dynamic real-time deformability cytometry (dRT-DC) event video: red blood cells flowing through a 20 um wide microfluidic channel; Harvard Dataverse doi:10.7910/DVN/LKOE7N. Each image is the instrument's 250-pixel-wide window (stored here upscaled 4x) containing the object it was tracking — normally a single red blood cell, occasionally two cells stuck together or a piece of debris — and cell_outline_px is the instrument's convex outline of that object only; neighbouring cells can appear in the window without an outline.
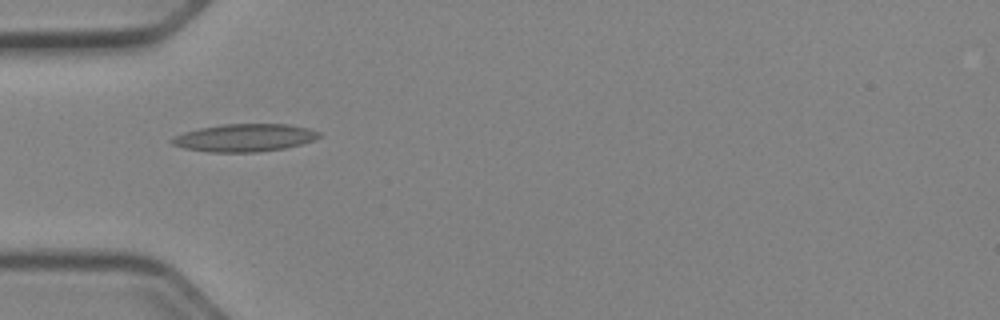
{"species": "Egyptian fruit bat (a non-hibernating species)", "species_latin": "Rousettus aegyptiacus", "temperature_condition": "cold", "stored_images_in_passage": 20, "camera_frame_rate_fps": 3000, "um_per_image_px": 0.085, "animal": {"sex": "female"}, "frame": {"image": 1, "passage_image": 1, "time_ms": 0.0, "image_size_px": [1000, 320], "cell_outline_px": [[320, 136], [316, 140], [284, 148], [256, 152], [212, 152], [184, 148], [172, 144], [168, 140], [172, 136], [184, 132], [200, 128], [224, 124], [288, 124], [308, 128], [320, 132]], "centroid_in_image_um": [20.77, 11.7], "position_along_channel_um": 64.2, "area_um2": 23.76}}
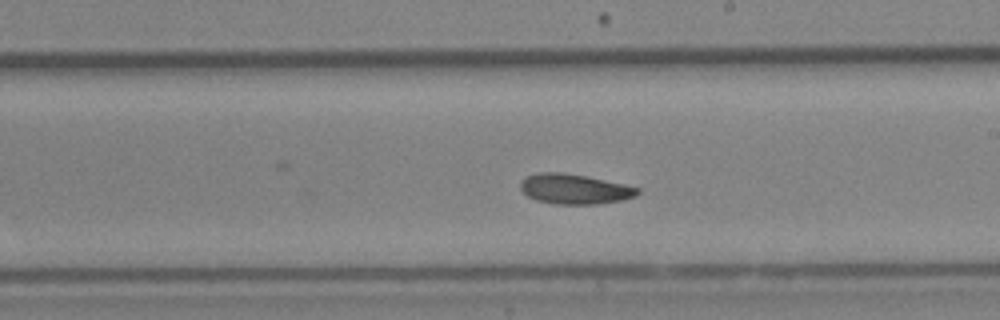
{"frame": {"image": 2, "passage_image": 11, "time_ms": 3.333, "image_size_px": [1000, 320], "cell_outline_px": [[640, 192], [636, 196], [624, 200], [600, 204], [552, 204], [536, 200], [528, 196], [520, 188], [520, 180], [528, 176], [540, 172], [564, 172], [588, 176], [624, 184], [640, 188]], "centroid_in_image_um": [48.86, 16.07], "position_along_channel_um": 240.1, "area_um2": 20.75}}
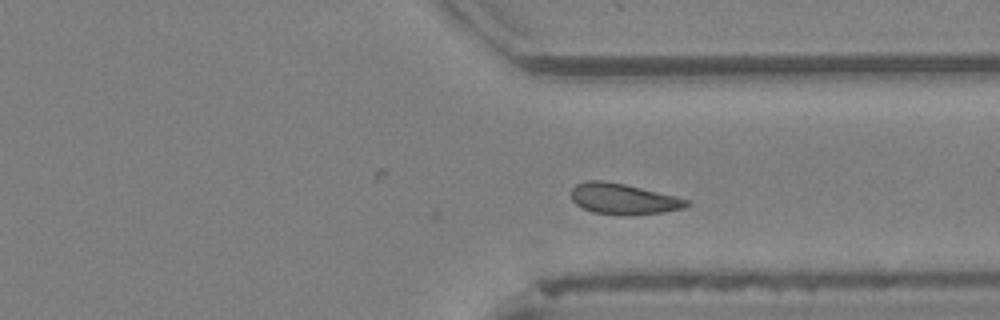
{"frame": {"image": 3, "passage_image": 20, "time_ms": 6.333, "image_size_px": [1000, 320], "cell_outline_px": [[688, 204], [684, 208], [664, 212], [624, 216], [592, 212], [576, 204], [572, 200], [572, 188], [576, 184], [584, 180], [604, 180], [624, 184], [676, 196], [688, 200]], "centroid_in_image_um": [52.96, 16.91], "position_along_channel_um": 358.4, "area_um2": 20.75}}